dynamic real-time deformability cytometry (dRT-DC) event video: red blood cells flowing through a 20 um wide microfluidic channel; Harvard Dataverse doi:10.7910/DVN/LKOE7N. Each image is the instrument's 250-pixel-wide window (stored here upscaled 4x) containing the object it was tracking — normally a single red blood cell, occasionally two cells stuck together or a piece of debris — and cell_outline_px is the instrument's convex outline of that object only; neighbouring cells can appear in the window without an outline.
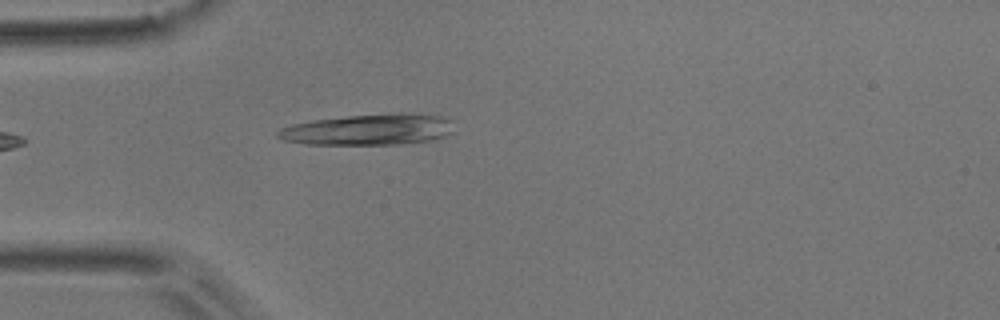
{"species": "common noctule bat (a hibernating species)", "species_latin": "Nyctalus noctula", "temperature_condition": "room temperature", "stored_images_in_passage": 4, "camera_frame_rate_fps": 3000, "um_per_image_px": 0.085, "animal": {"sex": "male", "body_mass_g": 17.9}, "frame": {"image": 1, "passage_image": 4, "time_ms": 1.0, "image_size_px": [1000, 320], "cell_outline_px": [[456, 120], [452, 132], [444, 136], [432, 140], [400, 144], [308, 144], [284, 140], [276, 136], [276, 132], [280, 128], [292, 124], [312, 120], [348, 116], [400, 112], [412, 112], [444, 116]], "centroid_in_image_um": [31.43, 10.99], "position_along_channel_um": 53.6, "area_um2": 32.37}}